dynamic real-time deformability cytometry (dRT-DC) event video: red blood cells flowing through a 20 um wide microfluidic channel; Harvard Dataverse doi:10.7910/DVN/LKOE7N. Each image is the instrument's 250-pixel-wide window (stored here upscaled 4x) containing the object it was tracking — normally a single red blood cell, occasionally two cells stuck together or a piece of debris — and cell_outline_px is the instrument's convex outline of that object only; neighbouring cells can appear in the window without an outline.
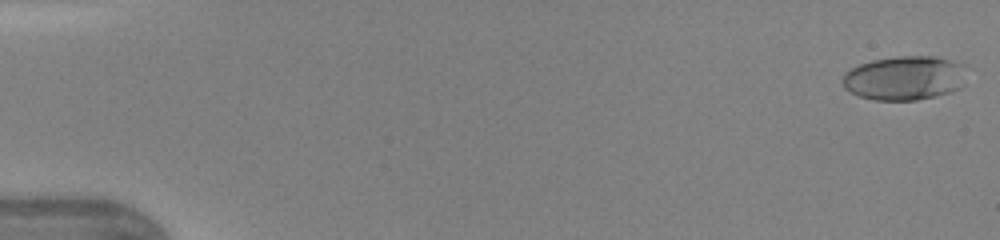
{"species": "human", "species_latin": "Homo sapiens", "temperature_condition": "warm", "stored_images_in_passage": 14, "camera_frame_rate_fps": 3000, "um_per_image_px": 0.085, "donor": {"sex": "female"}, "frame": {"image": 1, "passage_image": 1, "time_ms": 0.0, "image_size_px": [1000, 240], "cell_outline_px": [[968, 64], [964, 84], [960, 88], [952, 92], [936, 96], [916, 100], [872, 100], [860, 96], [844, 88], [840, 80], [844, 72], [860, 64], [872, 60], [896, 56], [936, 56]], "centroid_in_image_um": [76.94, 6.62], "position_along_channel_um": 8.1, "area_um2": 32.66}}
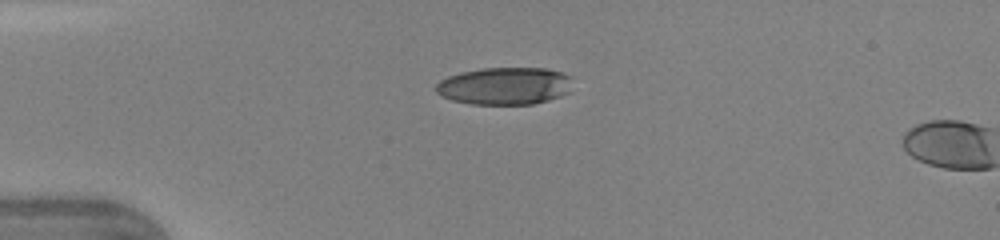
{"frame": {"image": 2, "passage_image": 12, "time_ms": 3.667, "image_size_px": [1000, 240], "cell_outline_px": [[572, 76], [568, 92], [560, 96], [548, 100], [532, 104], [472, 104], [452, 100], [440, 96], [436, 92], [436, 84], [440, 80], [448, 76], [460, 72], [480, 68], [544, 68], [560, 72]], "centroid_in_image_um": [42.86, 7.3], "position_along_channel_um": 42.1, "area_um2": 29.82}}